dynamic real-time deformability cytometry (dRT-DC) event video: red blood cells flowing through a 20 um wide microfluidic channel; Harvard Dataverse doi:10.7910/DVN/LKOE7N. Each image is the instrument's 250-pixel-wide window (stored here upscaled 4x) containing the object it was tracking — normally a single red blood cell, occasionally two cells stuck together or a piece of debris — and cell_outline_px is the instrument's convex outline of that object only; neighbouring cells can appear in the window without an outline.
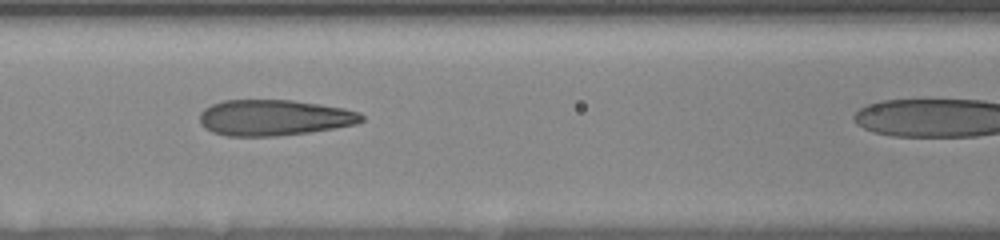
{"species": "human", "species_latin": "Homo sapiens", "temperature_condition": "room temperature", "stored_images_in_passage": 23, "camera_frame_rate_fps": 3000, "um_per_image_px": 0.085, "donor": {"sex": "female"}, "frame": {"image": 1, "passage_image": 17, "time_ms": 7.0, "image_size_px": [1000, 240], "cell_outline_px": [[364, 120], [356, 124], [336, 128], [308, 132], [276, 136], [228, 136], [212, 132], [204, 128], [200, 124], [200, 112], [204, 108], [212, 104], [224, 100], [292, 100], [320, 104], [344, 108], [360, 112], [364, 116]], "centroid_in_image_um": [23.3, 10.0], "position_along_channel_um": 143.3, "area_um2": 34.04}}